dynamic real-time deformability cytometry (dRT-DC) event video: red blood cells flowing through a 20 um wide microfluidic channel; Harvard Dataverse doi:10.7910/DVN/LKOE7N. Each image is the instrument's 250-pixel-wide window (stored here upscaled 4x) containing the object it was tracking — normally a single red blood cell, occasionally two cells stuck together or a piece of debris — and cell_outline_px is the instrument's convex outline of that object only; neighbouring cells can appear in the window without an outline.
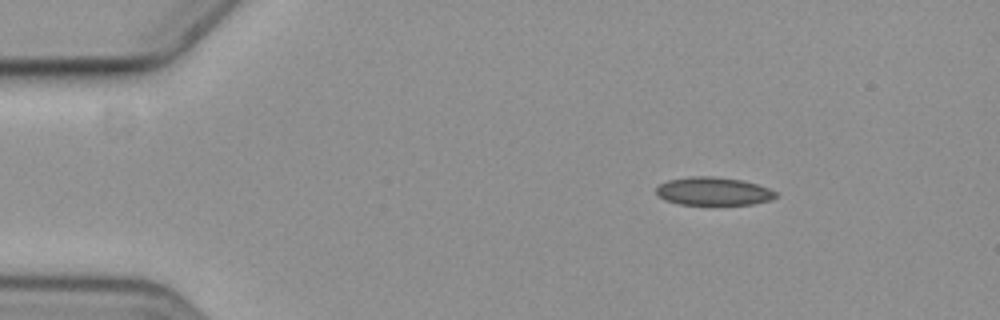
{"species": "common noctule bat (a hibernating species)", "species_latin": "Nyctalus noctula", "temperature_condition": "cold", "stored_images_in_passage": 6, "camera_frame_rate_fps": 3000, "um_per_image_px": 0.085, "animal": {"sex": "female", "body_mass_g": 19.3, "forearm_length_mm": 54.1}, "frame": {"image": 1, "passage_image": 2, "time_ms": 1.0, "image_size_px": [1000, 320], "cell_outline_px": [[776, 196], [768, 200], [752, 204], [680, 204], [664, 200], [656, 192], [656, 188], [660, 184], [668, 180], [692, 176], [712, 176], [740, 180], [756, 184], [768, 188], [776, 192]], "centroid_in_image_um": [60.6, 16.25], "position_along_channel_um": 24.4, "area_um2": 19.25}}